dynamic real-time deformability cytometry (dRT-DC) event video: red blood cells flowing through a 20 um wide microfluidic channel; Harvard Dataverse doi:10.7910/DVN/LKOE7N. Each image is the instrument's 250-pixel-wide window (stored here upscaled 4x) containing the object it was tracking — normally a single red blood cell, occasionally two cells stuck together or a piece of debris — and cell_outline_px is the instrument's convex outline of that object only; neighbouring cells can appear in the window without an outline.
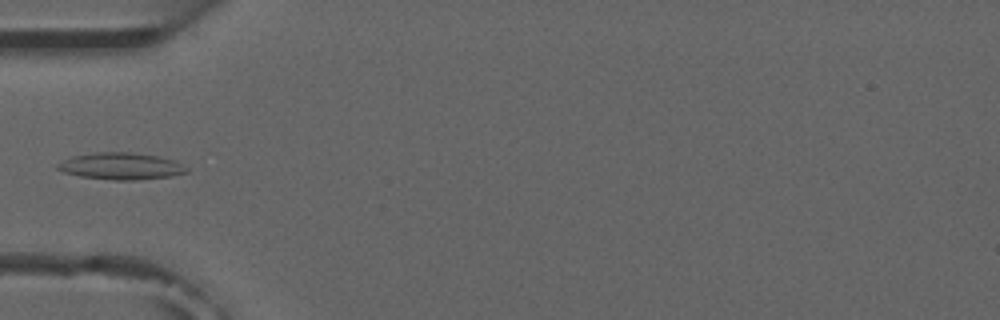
{"species": "common noctule bat (a hibernating species)", "species_latin": "Nyctalus noctula", "temperature_condition": "room temperature", "stored_images_in_passage": 6, "camera_frame_rate_fps": 3000, "um_per_image_px": 0.085, "animal": {"sex": "male", "forearm_length_mm": 52.5}, "frame": {"image": 1, "passage_image": 5, "time_ms": 5.0, "image_size_px": [1000, 320], "cell_outline_px": [[188, 172], [172, 176], [136, 180], [112, 180], [80, 176], [64, 172], [56, 168], [56, 164], [72, 156], [96, 152], [128, 152], [160, 156], [176, 160], [188, 168]], "centroid_in_image_um": [10.31, 14.12], "position_along_channel_um": 74.7, "area_um2": 20.29}}
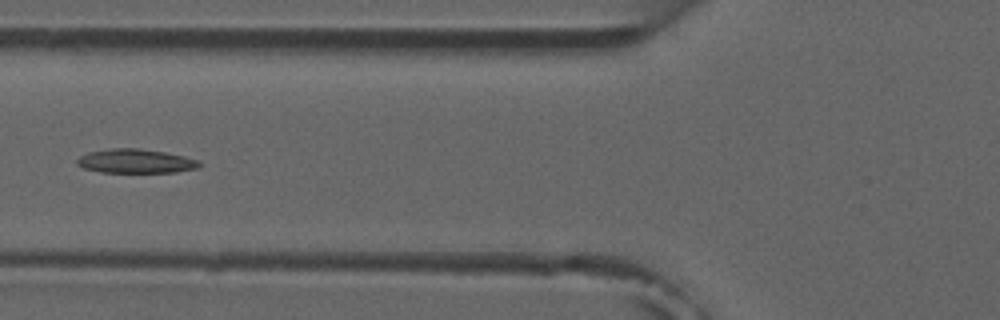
{"frame": {"image": 2, "passage_image": 6, "time_ms": 6.0, "image_size_px": [1000, 320], "cell_outline_px": [[200, 168], [176, 172], [100, 172], [84, 168], [76, 164], [76, 160], [80, 156], [88, 152], [112, 148], [136, 148], [164, 152], [184, 156], [200, 160]], "centroid_in_image_um": [11.54, 13.7], "position_along_channel_um": 114.3, "area_um2": 17.17}}